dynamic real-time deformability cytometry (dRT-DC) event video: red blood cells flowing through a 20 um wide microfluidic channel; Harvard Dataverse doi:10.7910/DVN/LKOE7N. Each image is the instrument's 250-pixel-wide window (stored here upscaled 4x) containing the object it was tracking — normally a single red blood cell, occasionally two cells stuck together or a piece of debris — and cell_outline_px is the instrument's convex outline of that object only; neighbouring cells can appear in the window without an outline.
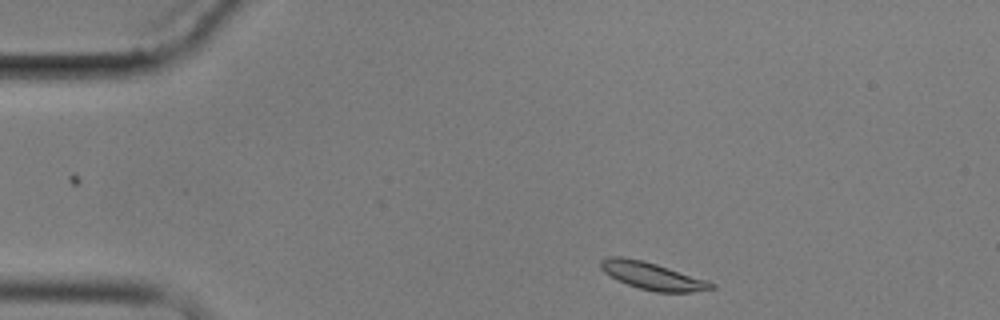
{"species": "common noctule bat (a hibernating species)", "species_latin": "Nyctalus noctula", "temperature_condition": "cold", "stored_images_in_passage": 4, "camera_frame_rate_fps": 3000, "um_per_image_px": 0.085, "animal": {"sex": "male", "body_mass_g": 17.9}, "frame": {"image": 1, "passage_image": 1, "time_ms": 0.0, "image_size_px": [1000, 320], "cell_outline_px": [[716, 288], [692, 292], [656, 292], [640, 288], [628, 284], [604, 272], [600, 268], [600, 260], [608, 256], [624, 256], [644, 260], [708, 280], [716, 284]], "centroid_in_image_um": [55.47, 23.44], "position_along_channel_um": 29.5, "area_um2": 17.63}}